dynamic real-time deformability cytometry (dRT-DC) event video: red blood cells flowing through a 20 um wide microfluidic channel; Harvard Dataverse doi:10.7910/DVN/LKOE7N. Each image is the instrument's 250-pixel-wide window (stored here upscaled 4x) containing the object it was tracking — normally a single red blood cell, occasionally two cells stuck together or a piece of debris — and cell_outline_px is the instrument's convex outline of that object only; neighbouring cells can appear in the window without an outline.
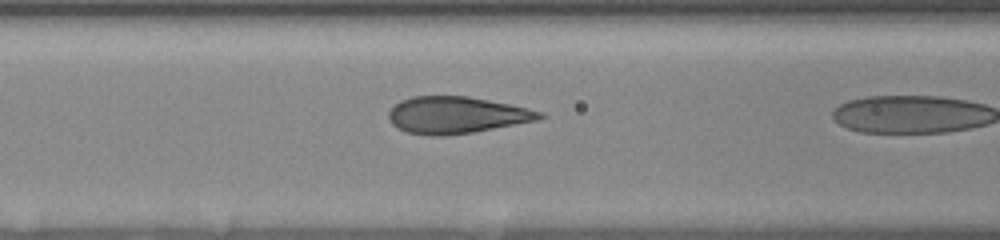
{"species": "human", "species_latin": "Homo sapiens", "temperature_condition": "room temperature", "stored_images_in_passage": 7, "camera_frame_rate_fps": 3000, "um_per_image_px": 0.085, "donor": {"sex": "female"}, "frame": {"image": 1, "passage_image": 6, "time_ms": 3.0, "image_size_px": [1000, 240], "cell_outline_px": [[548, 116], [536, 120], [472, 132], [444, 136], [428, 136], [408, 132], [396, 128], [388, 120], [388, 112], [400, 100], [412, 96], [468, 96], [528, 108], [544, 112]], "centroid_in_image_um": [38.77, 9.78], "position_along_channel_um": 127.8, "area_um2": 32.37}}